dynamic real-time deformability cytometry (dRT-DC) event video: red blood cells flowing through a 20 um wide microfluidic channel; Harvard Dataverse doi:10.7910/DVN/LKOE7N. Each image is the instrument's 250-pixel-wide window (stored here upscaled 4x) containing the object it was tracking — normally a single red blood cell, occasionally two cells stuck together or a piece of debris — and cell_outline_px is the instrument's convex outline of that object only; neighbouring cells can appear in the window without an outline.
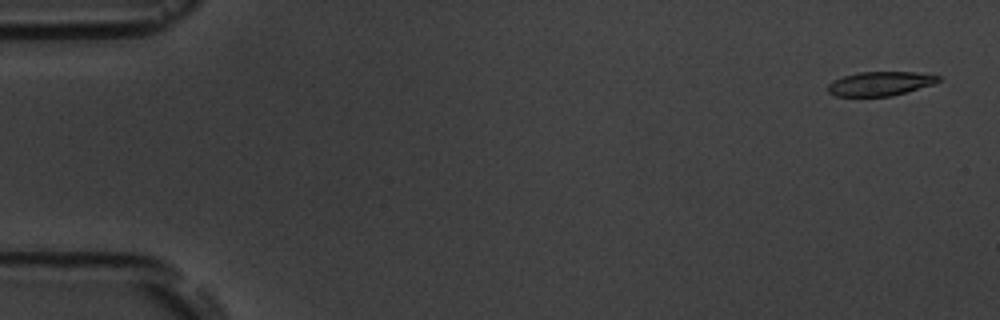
{"species": "common noctule bat (a hibernating species)", "species_latin": "Nyctalus noctula", "temperature_condition": "room temperature", "stored_images_in_passage": 5, "camera_frame_rate_fps": 3000, "um_per_image_px": 0.085, "animal": {"sex": "male", "body_mass_g": 19.5, "forearm_length_mm": 54.6}, "frame": {"image": 1, "passage_image": 1, "time_ms": 0.0, "image_size_px": [1000, 320], "cell_outline_px": [[940, 80], [932, 84], [892, 96], [836, 96], [828, 92], [828, 84], [832, 80], [844, 76], [860, 72], [916, 72], [940, 76]], "centroid_in_image_um": [74.78, 7.11], "position_along_channel_um": 10.2, "area_um2": 15.37}}
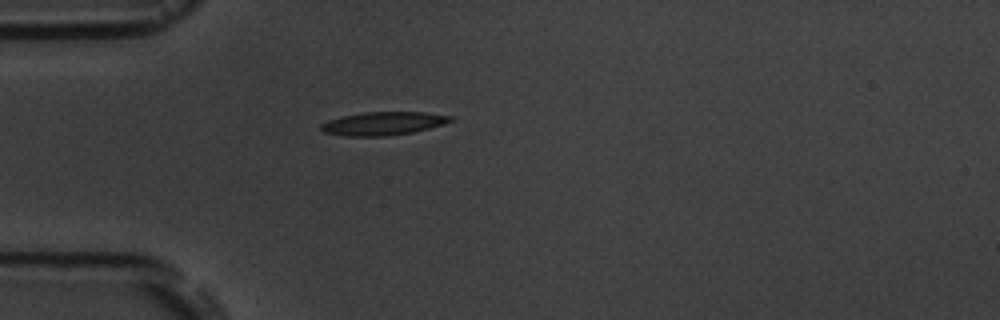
{"frame": {"image": 2, "passage_image": 5, "time_ms": 4.667, "image_size_px": [1000, 320], "cell_outline_px": [[452, 120], [428, 128], [412, 132], [388, 136], [348, 136], [324, 132], [320, 128], [320, 124], [328, 120], [344, 116], [364, 112], [424, 112], [452, 116]], "centroid_in_image_um": [32.53, 10.49], "position_along_channel_um": 52.5, "area_um2": 17.28}}